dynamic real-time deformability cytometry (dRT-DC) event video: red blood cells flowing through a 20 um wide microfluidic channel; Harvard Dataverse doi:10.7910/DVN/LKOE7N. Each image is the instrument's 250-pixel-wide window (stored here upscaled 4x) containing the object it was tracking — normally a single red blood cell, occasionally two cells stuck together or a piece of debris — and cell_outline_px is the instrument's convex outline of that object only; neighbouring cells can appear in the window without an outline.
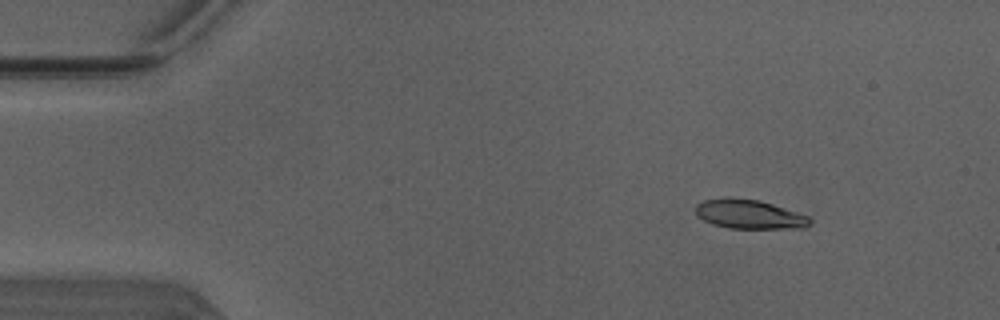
{"species": "Egyptian fruit bat (a non-hibernating species)", "species_latin": "Rousettus aegyptiacus", "temperature_condition": "warm", "stored_images_in_passage": 49, "camera_frame_rate_fps": 3000, "um_per_image_px": 0.085, "animal": {"sex": "male"}, "frame": {"image": 1, "passage_image": 6, "time_ms": 1.667, "image_size_px": [1000, 320], "cell_outline_px": [[812, 224], [804, 228], [728, 228], [712, 224], [696, 216], [696, 204], [704, 200], [724, 196], [728, 196], [756, 200], [772, 204], [808, 216], [812, 220]], "centroid_in_image_um": [63.66, 18.2], "position_along_channel_um": 21.3, "area_um2": 19.54}}
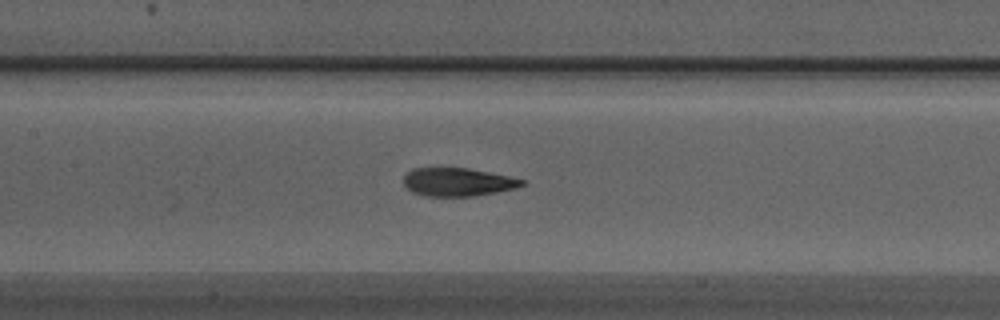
{"frame": {"image": 2, "passage_image": 23, "time_ms": 7.333, "image_size_px": [1000, 320], "cell_outline_px": [[524, 184], [516, 188], [476, 196], [424, 196], [412, 192], [404, 184], [404, 176], [412, 168], [468, 168], [508, 176], [524, 180]], "centroid_in_image_um": [38.89, 15.47], "position_along_channel_um": 168.5, "area_um2": 19.36}}
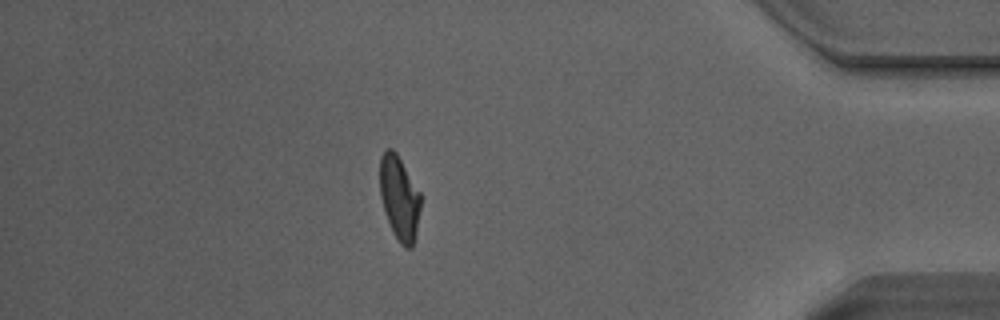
{"frame": {"image": 3, "passage_image": 43, "time_ms": 14.0, "image_size_px": [1000, 320], "cell_outline_px": [[420, 208], [416, 236], [412, 248], [404, 248], [400, 244], [392, 232], [380, 196], [380, 156], [388, 148], [392, 148], [396, 152], [420, 192]], "centroid_in_image_um": [33.95, 16.85], "position_along_channel_um": 401.3, "area_um2": 19.94}, "authors_computed_cell_mechanics": {"area_um2": 20.2878, "velocity_mm_per_s": 4.1297, "shape_relaxation_time_tau1_ms": 4.4532, "shape_relaxation_time_tau2_ms": 1.1306, "deformation_change_tau1": 0.202, "deformation_change_tau2": 0.0848}}